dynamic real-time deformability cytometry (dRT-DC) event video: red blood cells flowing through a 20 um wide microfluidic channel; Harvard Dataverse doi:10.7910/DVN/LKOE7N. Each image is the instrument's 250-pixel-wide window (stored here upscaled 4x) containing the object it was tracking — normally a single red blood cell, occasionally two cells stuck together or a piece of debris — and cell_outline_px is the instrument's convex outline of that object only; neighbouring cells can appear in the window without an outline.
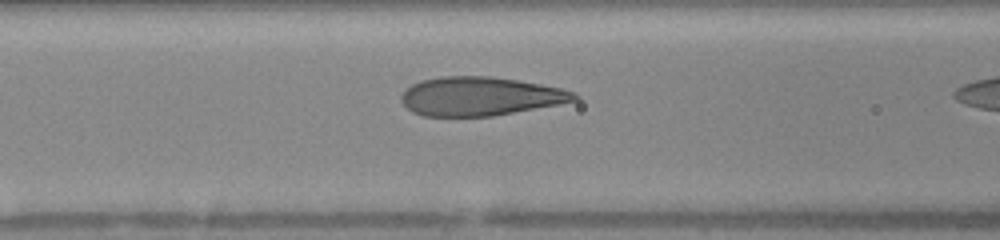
{"species": "human", "species_latin": "Homo sapiens", "temperature_condition": "warm", "stored_images_in_passage": 20, "camera_frame_rate_fps": 3000, "um_per_image_px": 0.085, "donor": {"sex": "female"}, "frame": {"image": 1, "passage_image": 16, "time_ms": 5.0, "image_size_px": [1000, 240], "cell_outline_px": [[580, 100], [560, 104], [492, 116], [424, 116], [412, 112], [400, 100], [400, 96], [412, 84], [420, 80], [440, 76], [492, 76], [540, 84], [560, 88], [576, 92], [580, 96]], "centroid_in_image_um": [40.83, 8.18], "position_along_channel_um": 125.8, "area_um2": 39.19}}